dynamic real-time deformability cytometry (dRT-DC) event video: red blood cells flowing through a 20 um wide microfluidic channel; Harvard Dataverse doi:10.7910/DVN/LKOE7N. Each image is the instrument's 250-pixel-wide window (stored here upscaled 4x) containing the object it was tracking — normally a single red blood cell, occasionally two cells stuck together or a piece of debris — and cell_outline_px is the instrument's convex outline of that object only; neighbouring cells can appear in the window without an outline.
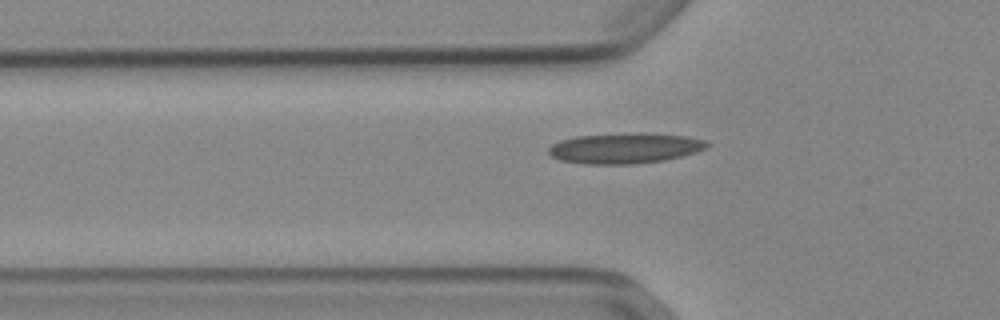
{"species": "Egyptian fruit bat (a non-hibernating species)", "species_latin": "Rousettus aegyptiacus", "temperature_condition": "cold", "stored_images_in_passage": 41, "camera_frame_rate_fps": 3000, "um_per_image_px": 0.085, "animal": {"sex": "female"}, "frame": {"image": 1, "passage_image": 7, "time_ms": 2.0, "image_size_px": [1000, 320], "cell_outline_px": [[712, 144], [696, 152], [664, 160], [632, 164], [584, 164], [560, 160], [552, 156], [548, 152], [548, 148], [552, 144], [560, 140], [576, 136], [640, 132], [684, 136], [704, 140]], "centroid_in_image_um": [53.09, 12.59], "position_along_channel_um": 72.7, "area_um2": 28.09}}
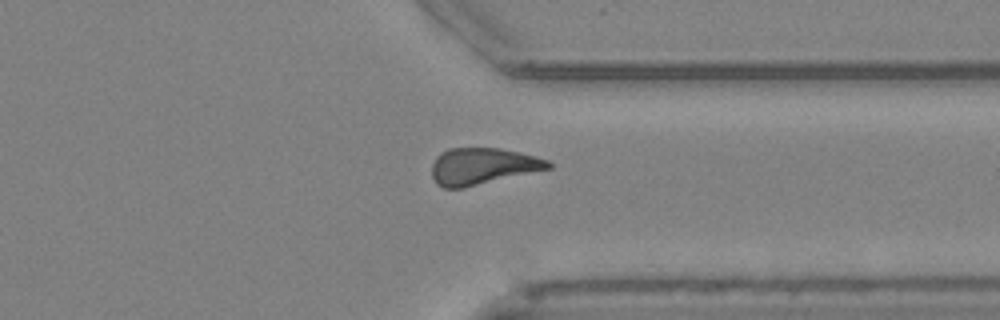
{"frame": {"image": 2, "passage_image": 30, "time_ms": 9.667, "image_size_px": [1000, 320], "cell_outline_px": [[552, 168], [464, 188], [444, 188], [436, 184], [432, 176], [432, 164], [436, 156], [440, 152], [448, 148], [500, 148], [520, 152], [536, 156], [548, 160], [552, 164]], "centroid_in_image_um": [41.01, 14.13], "position_along_channel_um": 370.4, "area_um2": 25.09}}
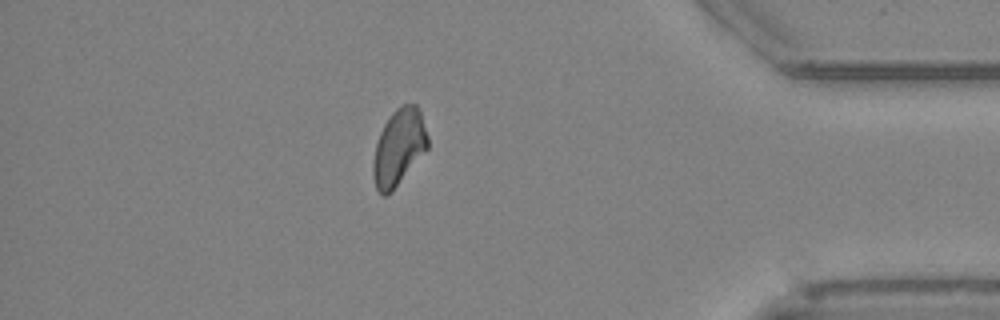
{"frame": {"image": 3, "passage_image": 35, "time_ms": 11.333, "image_size_px": [1000, 320], "cell_outline_px": [[428, 148], [392, 192], [384, 196], [376, 188], [372, 172], [372, 164], [376, 144], [380, 132], [384, 124], [392, 112], [396, 108], [404, 104], [416, 104], [420, 112], [428, 136]], "centroid_in_image_um": [33.89, 12.53], "position_along_channel_um": 401.3, "area_um2": 24.16}}